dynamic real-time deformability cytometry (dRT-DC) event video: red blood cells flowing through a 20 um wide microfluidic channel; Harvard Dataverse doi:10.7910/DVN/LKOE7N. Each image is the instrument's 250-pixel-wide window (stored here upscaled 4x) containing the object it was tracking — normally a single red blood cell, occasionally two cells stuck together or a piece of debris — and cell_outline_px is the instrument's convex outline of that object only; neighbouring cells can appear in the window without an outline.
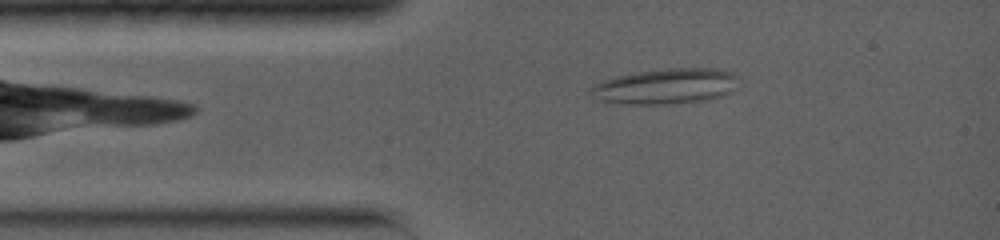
{"species": "common noctule bat (a hibernating species)", "species_latin": "Nyctalus noctula", "temperature_condition": "warm", "stored_images_in_passage": 29, "camera_frame_rate_fps": 5000, "um_per_image_px": 0.085, "animal": {"sex": "female", "body_mass_g": 19.0, "forearm_length_mm": 56.7}, "frame": {"image": 1, "passage_image": 6, "time_ms": 1.8, "image_size_px": [1000, 240], "cell_outline_px": [[736, 76], [732, 92], [708, 100], [672, 104], [620, 104], [600, 100], [592, 96], [588, 92], [588, 88], [604, 80], [616, 76], [636, 72], [668, 68], [716, 68], [732, 72]], "centroid_in_image_um": [56.54, 7.34], "position_along_channel_um": 28.5, "area_um2": 30.63}}
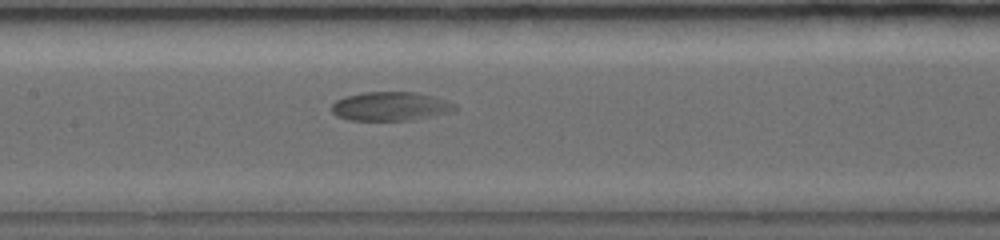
{"frame": {"image": 2, "passage_image": 17, "time_ms": 6.2, "image_size_px": [1000, 240], "cell_outline_px": [[460, 108], [452, 112], [412, 120], [348, 120], [336, 116], [332, 112], [332, 104], [336, 100], [344, 96], [364, 92], [416, 92], [432, 96], [456, 104]], "centroid_in_image_um": [33.19, 9.04], "position_along_channel_um": 174.2, "area_um2": 20.87}}
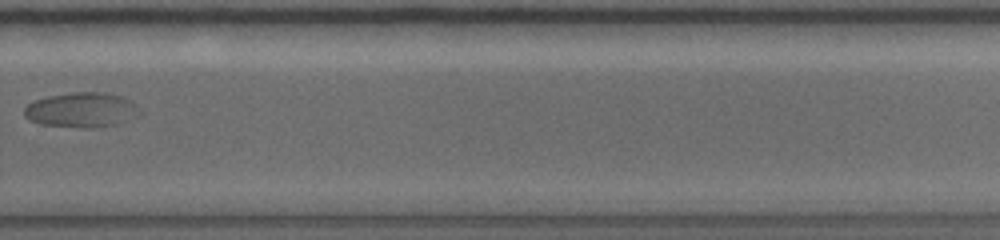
{"frame": {"image": 3, "passage_image": 24, "time_ms": 10.2, "image_size_px": [1000, 240], "cell_outline_px": [[140, 112], [136, 116], [120, 124], [96, 128], [84, 128], [40, 124], [28, 120], [24, 116], [24, 108], [28, 104], [36, 100], [48, 96], [72, 92], [104, 92], [120, 96], [136, 104], [140, 108]], "centroid_in_image_um": [6.93, 9.36], "position_along_channel_um": 322.9, "area_um2": 23.64}}